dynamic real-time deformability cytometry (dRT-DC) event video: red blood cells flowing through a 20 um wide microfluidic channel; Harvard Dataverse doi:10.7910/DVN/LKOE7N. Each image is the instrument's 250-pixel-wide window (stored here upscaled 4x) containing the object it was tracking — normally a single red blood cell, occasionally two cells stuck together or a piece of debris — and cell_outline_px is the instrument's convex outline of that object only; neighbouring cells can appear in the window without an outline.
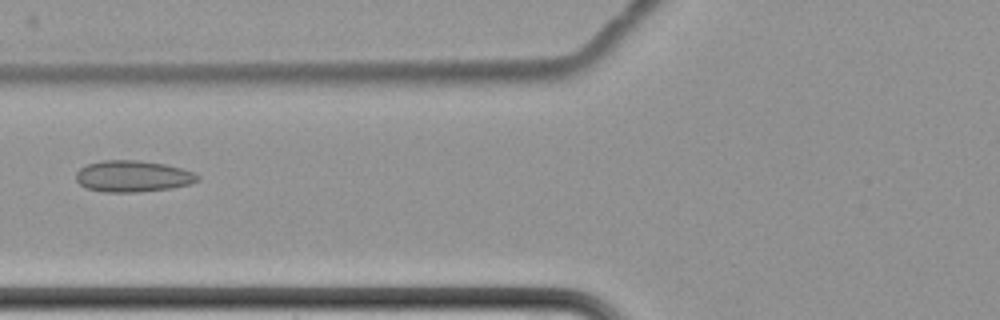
{"species": "common noctule bat (a hibernating species)", "species_latin": "Nyctalus noctula", "temperature_condition": "cold", "stored_images_in_passage": 12, "camera_frame_rate_fps": 3000, "um_per_image_px": 0.085, "animal": {"sex": "female", "body_mass_g": 22.7, "forearm_length_mm": 54.2}, "frame": {"image": 1, "passage_image": 7, "time_ms": 8.333, "image_size_px": [1000, 320], "cell_outline_px": [[200, 180], [192, 184], [172, 188], [136, 192], [104, 192], [84, 188], [76, 180], [76, 172], [80, 168], [88, 164], [104, 160], [136, 160], [164, 164], [196, 172], [200, 176]], "centroid_in_image_um": [11.31, 14.99], "position_along_channel_um": 114.5, "area_um2": 22.43}}
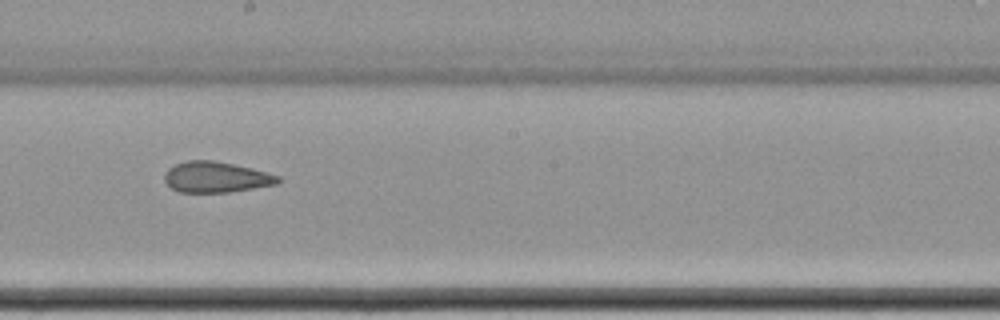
{"frame": {"image": 2, "passage_image": 10, "time_ms": 11.667, "image_size_px": [1000, 320], "cell_outline_px": [[280, 180], [276, 184], [228, 192], [180, 192], [172, 188], [164, 180], [164, 172], [168, 168], [176, 164], [188, 160], [212, 160], [252, 168], [280, 176]], "centroid_in_image_um": [18.33, 15.05], "position_along_channel_um": 229.9, "area_um2": 20.17}}
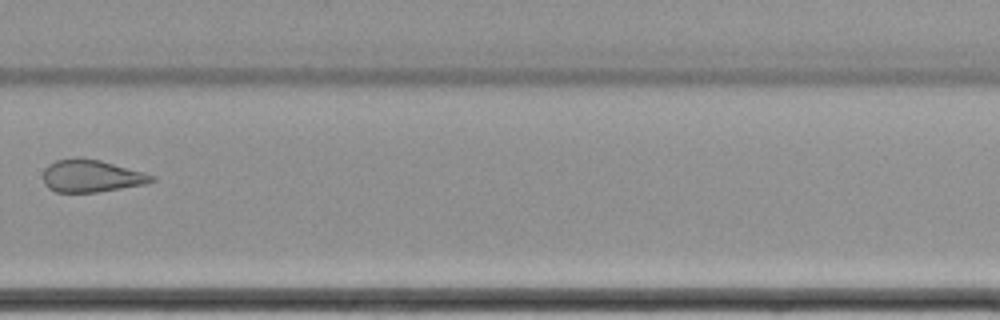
{"frame": {"image": 3, "passage_image": 12, "time_ms": 14.333, "image_size_px": [1000, 320], "cell_outline_px": [[156, 180], [144, 184], [96, 192], [56, 192], [48, 188], [44, 184], [44, 168], [48, 164], [56, 160], [76, 156], [100, 160], [144, 172], [156, 176]], "centroid_in_image_um": [7.74, 14.94], "position_along_channel_um": 322.1, "area_um2": 20.58}}